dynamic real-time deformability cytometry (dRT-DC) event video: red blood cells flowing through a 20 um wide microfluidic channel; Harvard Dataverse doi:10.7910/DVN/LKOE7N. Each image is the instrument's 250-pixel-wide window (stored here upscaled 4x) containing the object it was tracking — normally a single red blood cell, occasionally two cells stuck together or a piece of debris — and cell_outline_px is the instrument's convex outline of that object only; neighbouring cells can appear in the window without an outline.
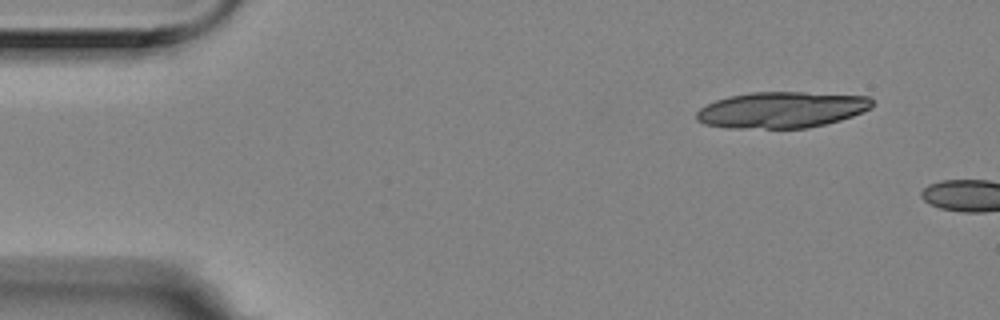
{"species": "Egyptian fruit bat (a non-hibernating species)", "species_latin": "Rousettus aegyptiacus", "temperature_condition": "room temperature", "stored_images_in_passage": 2, "camera_frame_rate_fps": 3000, "um_per_image_px": 0.085, "animal": {"sex": "female"}, "frame": {"image": 1, "passage_image": 1, "time_ms": 0.0, "image_size_px": [1000, 320], "cell_outline_px": [[872, 108], [852, 116], [840, 120], [808, 128], [728, 128], [704, 124], [696, 120], [696, 112], [700, 108], [716, 100], [728, 96], [748, 92], [804, 92], [868, 96], [872, 100]], "centroid_in_image_um": [66.41, 9.33], "position_along_channel_um": 18.6, "area_um2": 37.17}}